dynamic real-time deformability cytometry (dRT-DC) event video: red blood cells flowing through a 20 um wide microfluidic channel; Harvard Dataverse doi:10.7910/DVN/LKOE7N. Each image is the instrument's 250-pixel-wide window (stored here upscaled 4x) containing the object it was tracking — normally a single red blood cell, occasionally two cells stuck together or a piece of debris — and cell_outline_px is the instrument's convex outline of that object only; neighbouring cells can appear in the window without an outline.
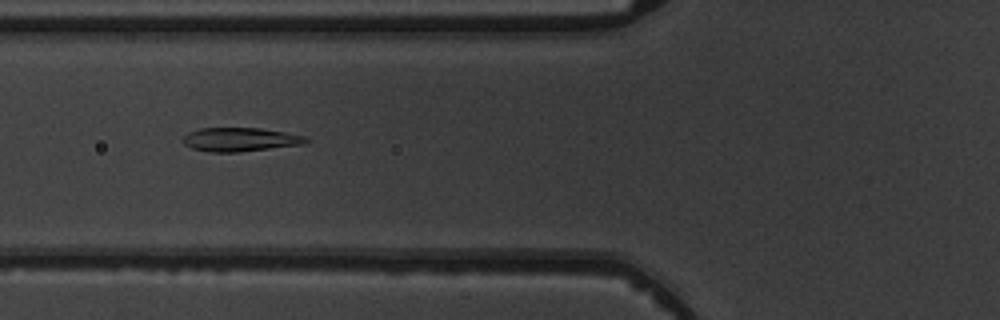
{"species": "common noctule bat (a hibernating species)", "species_latin": "Nyctalus noctula", "temperature_condition": "warm", "stored_images_in_passage": 7, "camera_frame_rate_fps": 3000, "um_per_image_px": 0.085, "animal": {"sex": "male", "body_mass_g": 19.5, "forearm_length_mm": 54.6}, "frame": {"image": 1, "passage_image": 5, "time_ms": 5.333, "image_size_px": [1000, 320], "cell_outline_px": [[312, 140], [304, 144], [240, 152], [208, 152], [192, 148], [184, 144], [184, 136], [188, 132], [200, 128], [260, 128], [284, 132], [304, 136]], "centroid_in_image_um": [20.43, 11.86], "position_along_channel_um": 105.4, "area_um2": 17.05}}
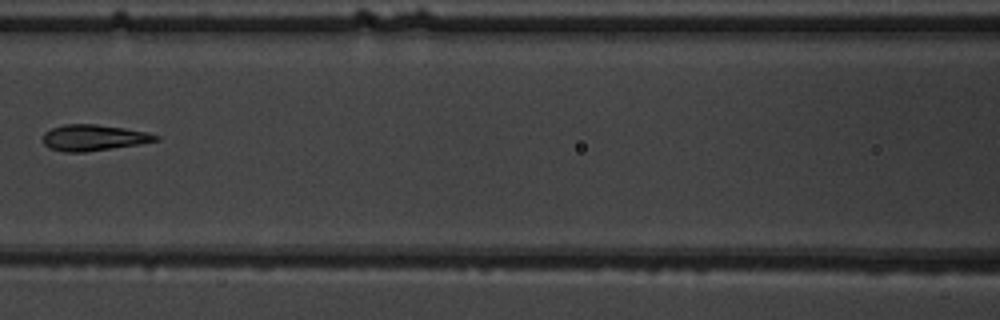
{"frame": {"image": 2, "passage_image": 6, "time_ms": 6.667, "image_size_px": [1000, 320], "cell_outline_px": [[160, 140], [140, 144], [84, 152], [64, 152], [48, 148], [44, 144], [44, 132], [52, 128], [64, 124], [96, 124], [124, 128], [148, 132], [160, 136]], "centroid_in_image_um": [7.97, 11.7], "position_along_channel_um": 158.6, "area_um2": 17.17}}
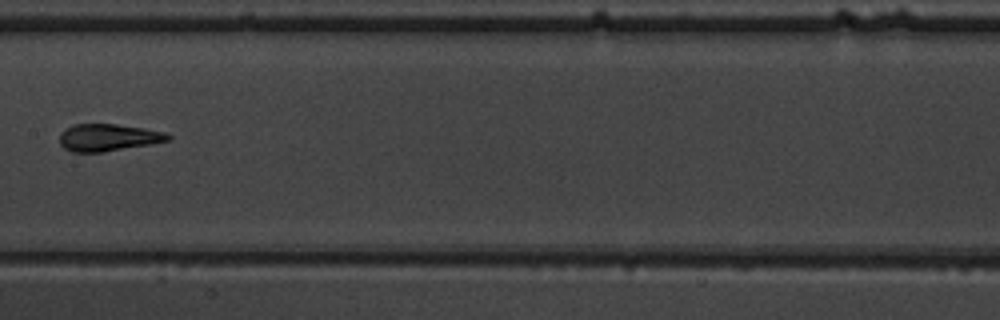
{"frame": {"image": 3, "passage_image": 7, "time_ms": 7.667, "image_size_px": [1000, 320], "cell_outline_px": [[172, 140], [100, 152], [72, 152], [64, 148], [60, 144], [60, 132], [64, 128], [72, 124], [116, 124], [144, 128], [164, 132], [172, 136]], "centroid_in_image_um": [9.16, 11.67], "position_along_channel_um": 198.2, "area_um2": 17.11}}